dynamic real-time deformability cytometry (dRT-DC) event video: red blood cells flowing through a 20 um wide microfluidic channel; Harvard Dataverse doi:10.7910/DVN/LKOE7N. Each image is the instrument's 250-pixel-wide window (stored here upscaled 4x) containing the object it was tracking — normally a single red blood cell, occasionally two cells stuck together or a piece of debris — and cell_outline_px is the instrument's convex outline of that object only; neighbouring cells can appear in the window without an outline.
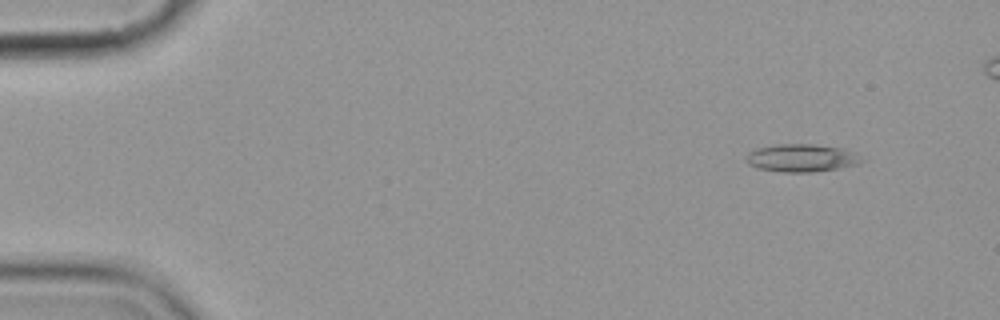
{"species": "common noctule bat (a hibernating species)", "species_latin": "Nyctalus noctula", "temperature_condition": "cold", "stored_images_in_passage": 7, "camera_frame_rate_fps": 3000, "um_per_image_px": 0.085, "animal": {"sex": "female", "body_mass_g": 19.9}, "frame": {"image": 1, "passage_image": 2, "time_ms": 1.333, "image_size_px": [1000, 320], "cell_outline_px": [[868, 160], [860, 164], [812, 172], [784, 172], [756, 168], [748, 164], [744, 156], [748, 152], [756, 148], [776, 144], [816, 144], [840, 148]], "centroid_in_image_um": [68.09, 13.43], "position_along_channel_um": 16.9, "area_um2": 18.73}}
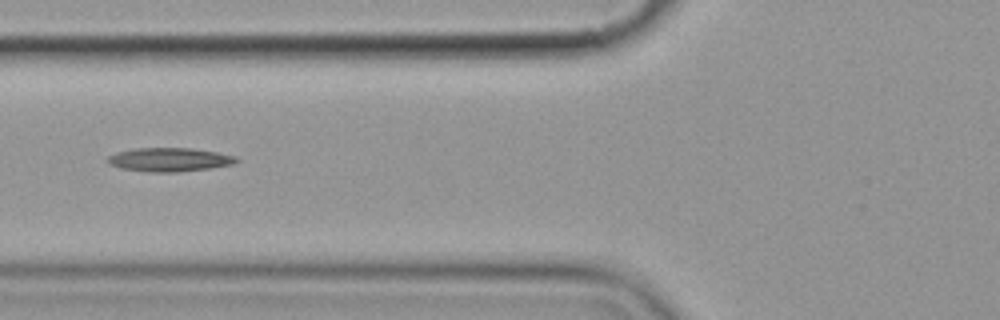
{"frame": {"image": 2, "passage_image": 7, "time_ms": 7.0, "image_size_px": [1000, 320], "cell_outline_px": [[240, 160], [232, 164], [208, 168], [176, 172], [152, 172], [120, 168], [108, 164], [104, 160], [108, 156], [116, 152], [132, 148], [192, 148], [216, 152], [236, 156]], "centroid_in_image_um": [14.34, 13.56], "position_along_channel_um": 111.5, "area_um2": 17.86}}